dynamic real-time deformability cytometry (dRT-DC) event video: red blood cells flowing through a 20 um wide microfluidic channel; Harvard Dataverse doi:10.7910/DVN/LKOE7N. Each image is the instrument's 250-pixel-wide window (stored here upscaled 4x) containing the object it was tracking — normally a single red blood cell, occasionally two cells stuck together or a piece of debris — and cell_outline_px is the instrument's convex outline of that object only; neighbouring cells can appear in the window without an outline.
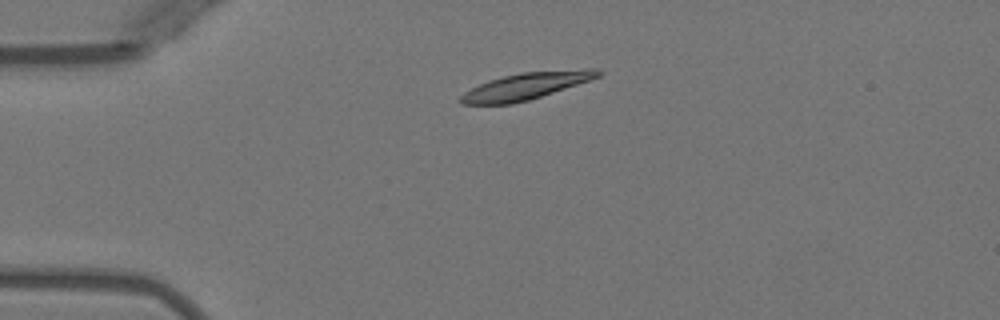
{"species": "Egyptian fruit bat (a non-hibernating species)", "species_latin": "Rousettus aegyptiacus", "temperature_condition": "warm", "stored_images_in_passage": 40, "camera_frame_rate_fps": 3000, "um_per_image_px": 0.085, "animal": {"sex": "female"}, "frame": {"image": 1, "passage_image": 1, "time_ms": 0.0, "image_size_px": [1000, 320], "cell_outline_px": [[604, 72], [600, 76], [528, 100], [512, 104], [460, 104], [456, 100], [464, 92], [488, 80], [520, 72], [588, 68], [600, 68]], "centroid_in_image_um": [44.69, 7.3], "position_along_channel_um": 40.3, "area_um2": 21.39}}
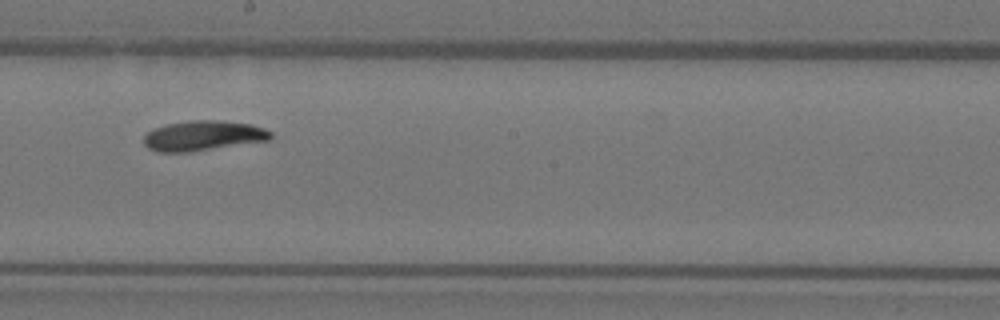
{"frame": {"image": 2, "passage_image": 18, "time_ms": 5.667, "image_size_px": [1000, 320], "cell_outline_px": [[272, 136], [268, 140], [188, 152], [156, 152], [148, 148], [144, 144], [144, 136], [152, 128], [168, 124], [192, 120], [220, 120], [252, 124], [264, 128], [272, 132]], "centroid_in_image_um": [17.25, 11.53], "position_along_channel_um": 231.0, "area_um2": 22.14}}
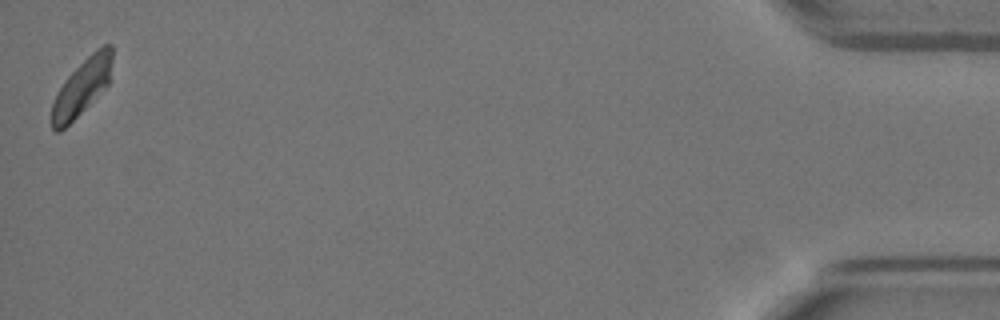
{"frame": {"image": 3, "passage_image": 40, "time_ms": 13.0, "image_size_px": [1000, 320], "cell_outline_px": [[112, 60], [108, 84], [60, 132], [56, 132], [52, 128], [52, 104], [56, 92], [64, 80], [96, 48], [104, 44], [112, 44]], "centroid_in_image_um": [6.95, 7.37], "position_along_channel_um": 428.3, "area_um2": 19.31}, "authors_computed_cell_mechanics": {"area_um2": 21.4149, "velocity_mm_per_s": 3.9288, "shape_relaxation_time_tau1_ms": 5.1477, "shape_relaxation_time_tau2_ms": null, "deformation_change_tau1": 0.1561, "deformation_change_tau2": null}}